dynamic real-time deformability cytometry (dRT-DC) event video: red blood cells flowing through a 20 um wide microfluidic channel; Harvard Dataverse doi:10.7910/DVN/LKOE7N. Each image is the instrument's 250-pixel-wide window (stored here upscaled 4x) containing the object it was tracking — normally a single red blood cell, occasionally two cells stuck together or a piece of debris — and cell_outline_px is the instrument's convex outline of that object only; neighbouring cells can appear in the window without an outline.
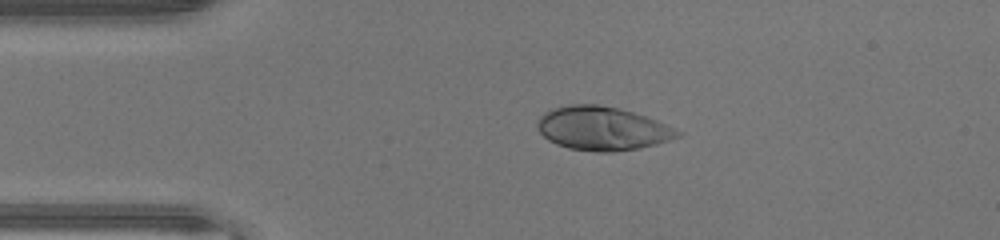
{"species": "human", "species_latin": "Homo sapiens", "temperature_condition": "warm", "stored_images_in_passage": 37, "camera_frame_rate_fps": 3000, "um_per_image_px": 0.085, "donor": {"sex": "male"}, "frame": {"image": 1, "passage_image": 1, "time_ms": 0.0, "image_size_px": [1000, 240], "cell_outline_px": [[684, 132], [680, 136], [656, 144], [636, 148], [612, 152], [596, 152], [568, 148], [556, 144], [548, 140], [536, 128], [536, 124], [540, 116], [544, 112], [552, 108], [568, 104], [600, 104], [620, 108], [656, 120]], "centroid_in_image_um": [51.16, 10.91], "position_along_channel_um": 33.8, "area_um2": 35.78}}
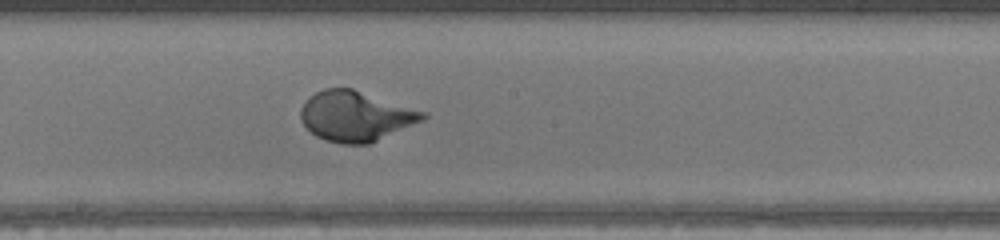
{"frame": {"image": 2, "passage_image": 16, "time_ms": 5.0, "image_size_px": [1000, 240], "cell_outline_px": [[428, 116], [424, 120], [368, 144], [340, 144], [324, 140], [316, 136], [300, 120], [300, 108], [316, 92], [324, 88], [352, 88], [428, 112]], "centroid_in_image_um": [30.26, 9.87], "position_along_channel_um": 217.9, "area_um2": 35.66}}
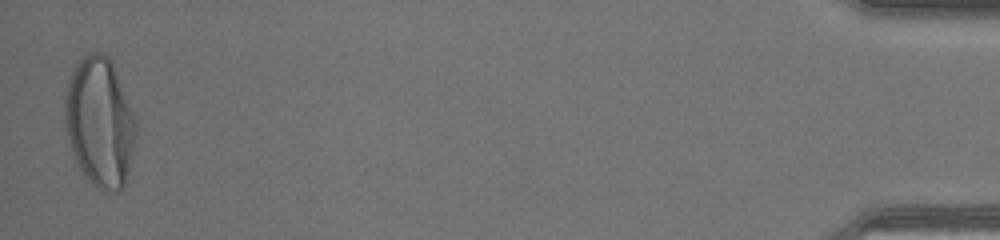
{"frame": {"image": 3, "passage_image": 37, "time_ms": 12.0, "image_size_px": [1000, 240], "cell_outline_px": [[136, 136], [124, 184], [116, 192], [112, 192], [96, 188], [84, 176], [76, 164], [68, 140], [64, 124], [64, 96], [68, 80], [72, 68], [88, 52], [104, 52], [108, 56], [112, 64], [136, 120]], "centroid_in_image_um": [8.43, 10.38], "position_along_channel_um": 426.8, "area_um2": 53.58}}